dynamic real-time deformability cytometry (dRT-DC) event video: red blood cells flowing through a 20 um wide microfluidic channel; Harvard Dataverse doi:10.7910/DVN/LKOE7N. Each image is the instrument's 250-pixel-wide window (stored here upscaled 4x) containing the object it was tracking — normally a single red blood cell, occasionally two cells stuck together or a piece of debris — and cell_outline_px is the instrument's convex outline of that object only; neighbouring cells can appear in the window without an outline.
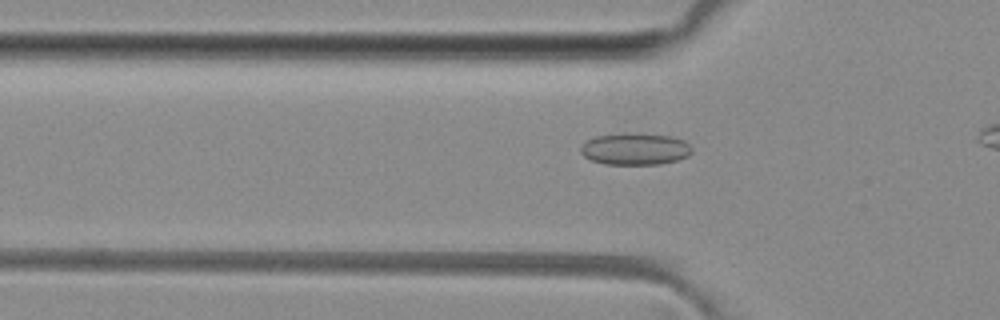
{"species": "common noctule bat (a hibernating species)", "species_latin": "Nyctalus noctula", "temperature_condition": "room temperature", "stored_images_in_passage": 34, "camera_frame_rate_fps": 3000, "um_per_image_px": 0.085, "animal": {"sex": "female", "body_mass_g": 29.2, "forearm_length_mm": 56.3}, "frame": {"image": 1, "passage_image": 9, "time_ms": 2.667, "image_size_px": [1000, 320], "cell_outline_px": [[692, 152], [688, 156], [676, 160], [660, 164], [604, 164], [592, 160], [584, 156], [580, 152], [580, 148], [588, 140], [596, 136], [672, 136], [684, 140], [692, 148]], "centroid_in_image_um": [54.01, 12.72], "position_along_channel_um": 71.8, "area_um2": 19.59}}
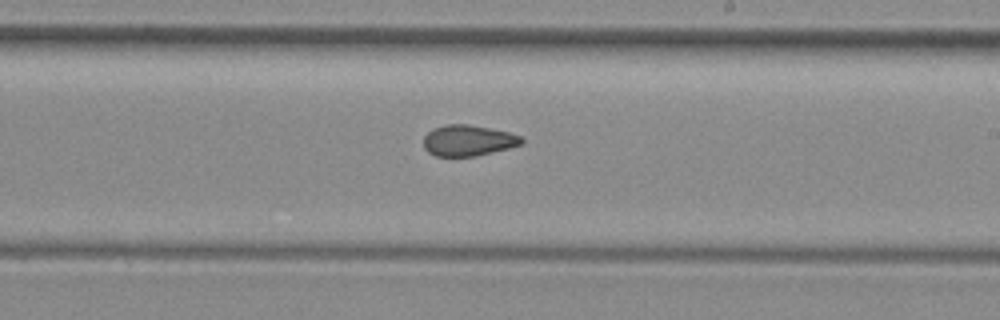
{"frame": {"image": 2, "passage_image": 22, "time_ms": 7.0, "image_size_px": [1000, 320], "cell_outline_px": [[524, 144], [476, 156], [436, 156], [428, 152], [424, 148], [424, 136], [432, 128], [448, 124], [468, 124], [508, 132], [520, 136], [524, 140]], "centroid_in_image_um": [39.78, 11.94], "position_along_channel_um": 249.2, "area_um2": 17.63}}
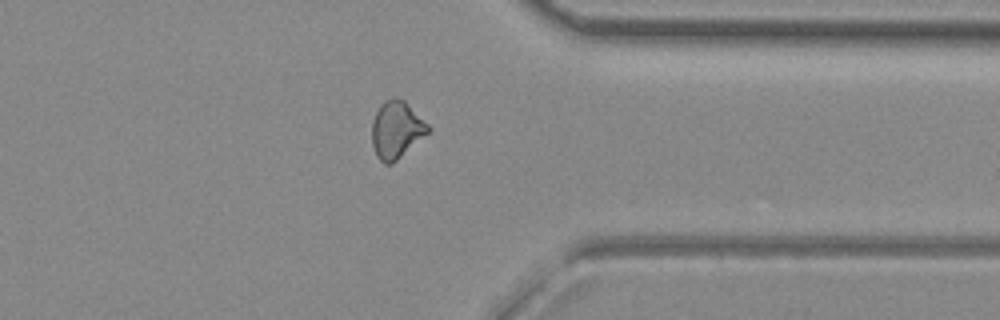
{"frame": {"image": 3, "passage_image": 32, "time_ms": 10.333, "image_size_px": [1000, 320], "cell_outline_px": [[432, 128], [428, 132], [392, 164], [384, 164], [376, 156], [372, 144], [372, 120], [380, 104], [384, 100], [404, 100]], "centroid_in_image_um": [33.67, 11.05], "position_along_channel_um": 377.7, "area_um2": 18.38}}